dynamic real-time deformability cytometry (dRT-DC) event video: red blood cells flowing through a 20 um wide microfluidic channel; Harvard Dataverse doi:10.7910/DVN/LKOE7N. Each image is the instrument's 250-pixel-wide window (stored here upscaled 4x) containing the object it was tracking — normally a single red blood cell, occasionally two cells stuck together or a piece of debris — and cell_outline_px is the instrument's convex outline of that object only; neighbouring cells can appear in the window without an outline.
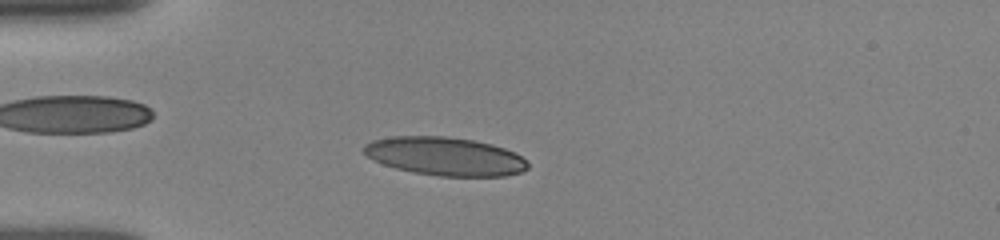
{"species": "human", "species_latin": "Homo sapiens", "temperature_condition": "room temperature", "stored_images_in_passage": 26, "camera_frame_rate_fps": 3000, "um_per_image_px": 0.085, "donor": {"sex": "female"}, "frame": {"image": 1, "passage_image": 11, "time_ms": 4.0, "image_size_px": [1000, 240], "cell_outline_px": [[528, 168], [520, 172], [504, 176], [440, 176], [412, 172], [396, 168], [384, 164], [368, 156], [360, 148], [364, 144], [372, 140], [392, 136], [444, 136], [472, 140], [492, 144], [504, 148], [520, 156], [528, 164]], "centroid_in_image_um": [37.79, 13.28], "position_along_channel_um": 47.2, "area_um2": 36.47}}
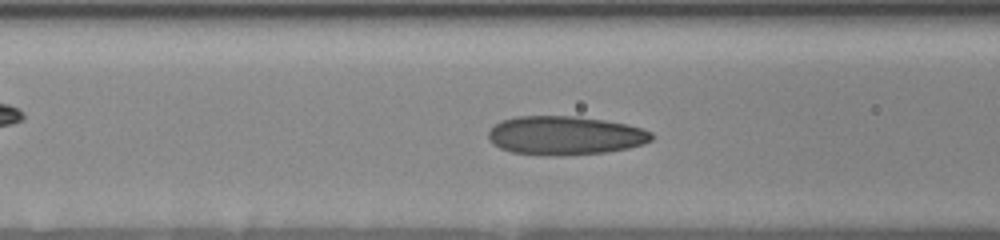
{"frame": {"image": 2, "passage_image": 20, "time_ms": 6.333, "image_size_px": [1000, 240], "cell_outline_px": [[652, 140], [644, 144], [628, 148], [604, 152], [560, 156], [548, 156], [512, 152], [500, 148], [492, 144], [488, 140], [488, 132], [496, 124], [504, 120], [516, 116], [580, 116], [628, 124], [652, 132]], "centroid_in_image_um": [48.02, 11.52], "position_along_channel_um": 118.6, "area_um2": 37.05}}
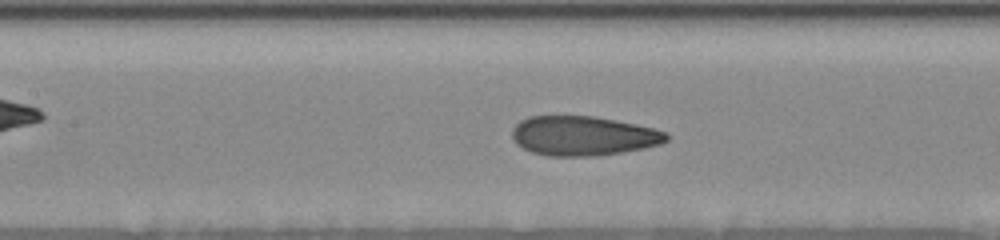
{"frame": {"image": 3, "passage_image": 23, "time_ms": 7.333, "image_size_px": [1000, 240], "cell_outline_px": [[668, 140], [660, 144], [644, 148], [596, 156], [548, 156], [532, 152], [516, 144], [512, 140], [512, 128], [520, 120], [528, 116], [592, 116], [636, 124], [668, 132]], "centroid_in_image_um": [49.54, 11.55], "position_along_channel_um": 157.9, "area_um2": 35.55}}